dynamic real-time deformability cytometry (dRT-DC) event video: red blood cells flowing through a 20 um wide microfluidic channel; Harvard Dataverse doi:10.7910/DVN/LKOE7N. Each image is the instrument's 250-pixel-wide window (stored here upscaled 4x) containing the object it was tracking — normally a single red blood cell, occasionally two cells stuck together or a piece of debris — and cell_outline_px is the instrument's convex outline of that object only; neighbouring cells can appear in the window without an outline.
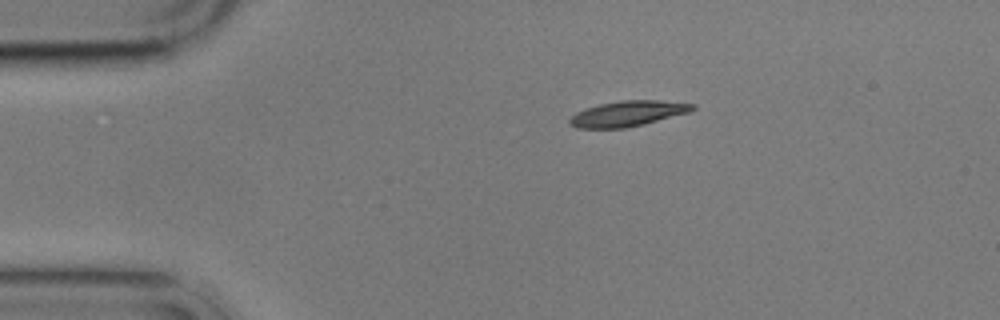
{"species": "common noctule bat (a hibernating species)", "species_latin": "Nyctalus noctula", "temperature_condition": "cold", "stored_images_in_passage": 2, "camera_frame_rate_fps": 3000, "um_per_image_px": 0.085, "animal": {"sex": "male", "body_mass_g": 17.9}, "frame": {"image": 1, "passage_image": 1, "time_ms": 0.0, "image_size_px": [1000, 320], "cell_outline_px": [[696, 108], [692, 112], [628, 128], [576, 128], [568, 124], [568, 120], [576, 112], [600, 104], [620, 100], [660, 100], [696, 104]], "centroid_in_image_um": [53.4, 9.66], "position_along_channel_um": 31.6, "area_um2": 18.44}}